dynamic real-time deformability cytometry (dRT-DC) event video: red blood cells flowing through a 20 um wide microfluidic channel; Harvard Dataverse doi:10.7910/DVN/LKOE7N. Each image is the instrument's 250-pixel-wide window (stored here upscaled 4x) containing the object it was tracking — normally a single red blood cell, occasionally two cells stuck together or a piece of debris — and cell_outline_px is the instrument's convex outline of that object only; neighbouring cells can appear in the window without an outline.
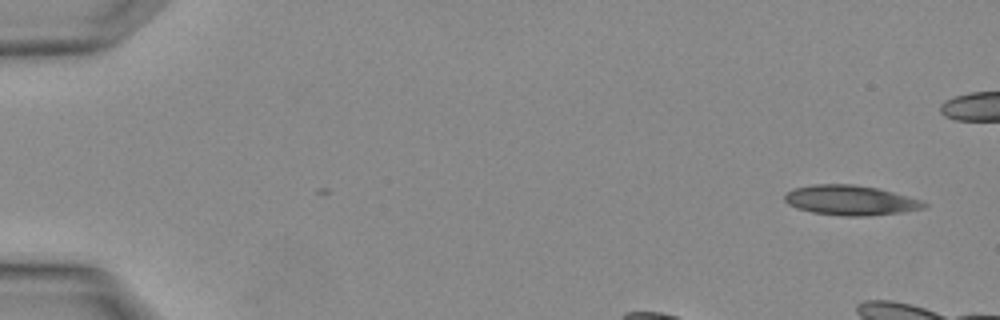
{"species": "Egyptian fruit bat (a non-hibernating species)", "species_latin": "Rousettus aegyptiacus", "temperature_condition": "warm", "stored_images_in_passage": 3, "camera_frame_rate_fps": 3000, "um_per_image_px": 0.085, "animal": {"sex": "female"}, "frame": {"image": 1, "passage_image": 3, "time_ms": 0.667, "image_size_px": [1000, 320], "cell_outline_px": [[928, 204], [924, 208], [900, 212], [864, 216], [844, 216], [812, 212], [796, 208], [788, 204], [784, 200], [784, 196], [788, 192], [796, 188], [812, 184], [852, 184], [876, 188], [892, 192], [920, 200]], "centroid_in_image_um": [72.25, 17.02], "position_along_channel_um": 12.8, "area_um2": 23.93}}